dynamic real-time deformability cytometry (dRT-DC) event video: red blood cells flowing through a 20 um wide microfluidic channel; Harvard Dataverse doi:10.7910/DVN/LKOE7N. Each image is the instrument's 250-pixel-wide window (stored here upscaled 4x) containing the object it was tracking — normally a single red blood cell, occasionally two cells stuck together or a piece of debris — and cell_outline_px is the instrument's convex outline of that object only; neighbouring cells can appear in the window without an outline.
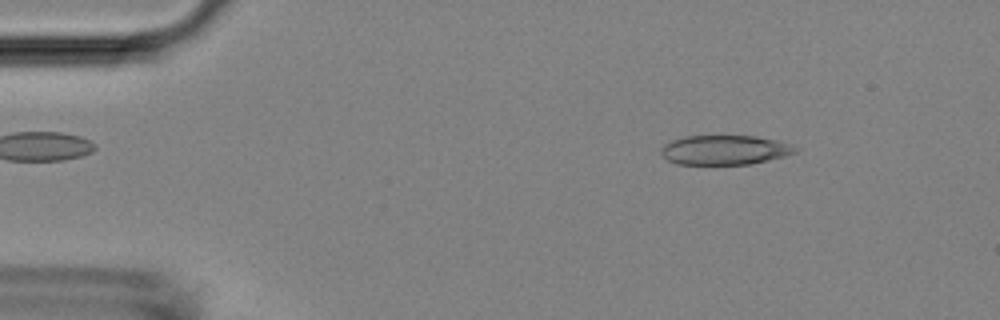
{"species": "Egyptian fruit bat (a non-hibernating species)", "species_latin": "Rousettus aegyptiacus", "temperature_condition": "room temperature", "stored_images_in_passage": 3, "camera_frame_rate_fps": 3000, "um_per_image_px": 0.085, "animal": {"sex": "female"}, "frame": {"image": 1, "passage_image": 1, "time_ms": 0.0, "image_size_px": [1000, 320], "cell_outline_px": [[800, 148], [796, 152], [784, 156], [752, 164], [676, 164], [668, 160], [660, 152], [660, 148], [664, 144], [672, 140], [684, 136], [756, 136], [776, 140], [792, 144]], "centroid_in_image_um": [61.61, 12.74], "position_along_channel_um": 23.4, "area_um2": 23.18}}